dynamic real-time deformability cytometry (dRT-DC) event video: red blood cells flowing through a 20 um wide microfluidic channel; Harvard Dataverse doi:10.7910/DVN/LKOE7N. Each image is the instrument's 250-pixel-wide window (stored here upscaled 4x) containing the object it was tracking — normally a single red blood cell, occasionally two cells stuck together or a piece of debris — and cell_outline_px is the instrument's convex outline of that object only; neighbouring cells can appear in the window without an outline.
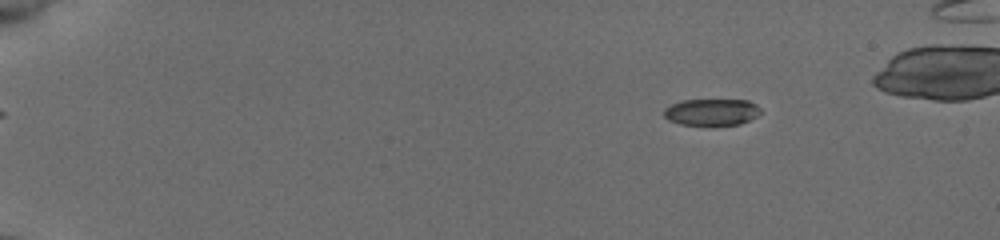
{"species": "common noctule bat (a hibernating species)", "species_latin": "Nyctalus noctula", "temperature_condition": "cold", "stored_images_in_passage": 48, "camera_frame_rate_fps": 3000, "um_per_image_px": 0.085, "animal": {"sex": "female", "body_mass_g": 19.5, "forearm_length_mm": 54.1}, "frame": {"image": 1, "passage_image": 2, "time_ms": 0.333, "image_size_px": [1000, 240], "cell_outline_px": [[760, 112], [756, 116], [740, 124], [680, 124], [668, 120], [664, 116], [664, 108], [672, 104], [684, 100], [748, 100], [756, 104], [760, 108]], "centroid_in_image_um": [60.48, 9.51], "position_along_channel_um": 24.5, "area_um2": 14.74}}
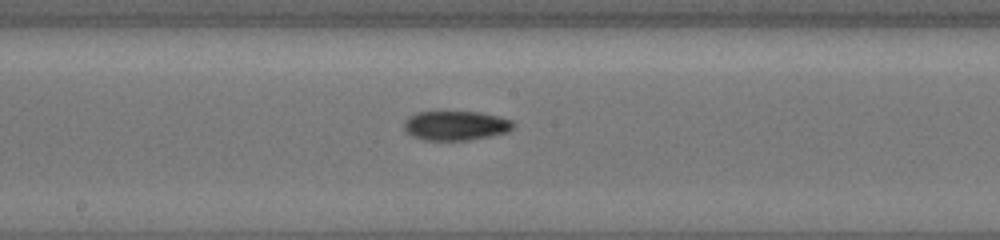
{"frame": {"image": 2, "passage_image": 25, "time_ms": 8.0, "image_size_px": [1000, 240], "cell_outline_px": [[516, 124], [508, 132], [468, 140], [424, 140], [412, 136], [404, 128], [404, 120], [416, 112], [476, 112], [500, 116], [512, 120]], "centroid_in_image_um": [38.75, 10.67], "position_along_channel_um": 209.5, "area_um2": 18.67}}
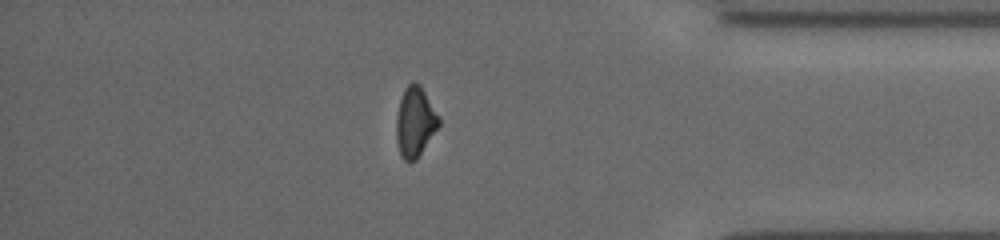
{"frame": {"image": 3, "passage_image": 41, "time_ms": 13.333, "image_size_px": [1000, 240], "cell_outline_px": [[440, 124], [416, 160], [408, 164], [400, 156], [396, 140], [396, 116], [400, 100], [404, 88], [408, 84], [420, 84], [440, 116]], "centroid_in_image_um": [35.27, 10.4], "position_along_channel_um": 399.9, "area_um2": 17.46}, "authors_computed_cell_mechanics": {"area_um2": 17.4267, "velocity_mm_per_s": 3.9407, "shape_relaxation_time_tau1_ms": null, "shape_relaxation_time_tau2_ms": 5.3182, "deformation_change_tau1": null, "deformation_change_tau2": 0.1129}}